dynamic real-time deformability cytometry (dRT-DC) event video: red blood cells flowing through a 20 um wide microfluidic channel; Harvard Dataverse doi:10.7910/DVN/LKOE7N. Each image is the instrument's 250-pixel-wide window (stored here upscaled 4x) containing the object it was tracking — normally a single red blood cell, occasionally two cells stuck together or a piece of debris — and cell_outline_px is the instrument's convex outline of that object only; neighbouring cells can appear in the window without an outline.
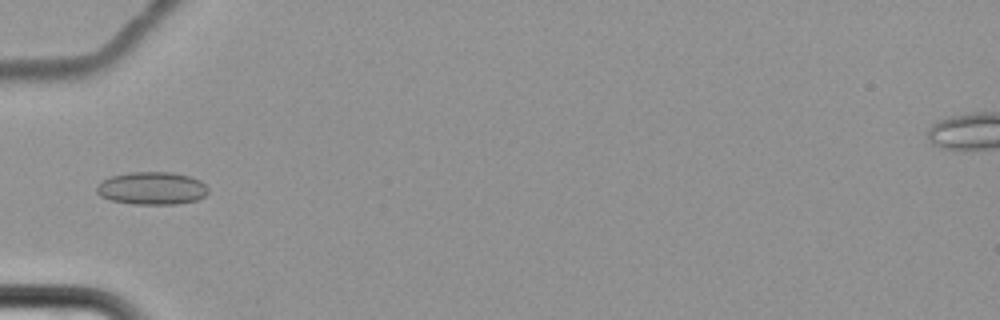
{"species": "common noctule bat (a hibernating species)", "species_latin": "Nyctalus noctula", "temperature_condition": "cold", "stored_images_in_passage": 11, "camera_frame_rate_fps": 3000, "um_per_image_px": 0.085, "animal": {"sex": "female", "body_mass_g": 22.7, "forearm_length_mm": 54.2}, "frame": {"image": 1, "passage_image": 7, "time_ms": 8.333, "image_size_px": [1000, 320], "cell_outline_px": [[208, 192], [204, 196], [196, 200], [176, 204], [132, 204], [112, 200], [100, 196], [96, 192], [96, 184], [100, 180], [112, 176], [128, 172], [172, 172], [188, 176], [200, 180], [208, 188]], "centroid_in_image_um": [12.87, 16.0], "position_along_channel_um": 72.1, "area_um2": 21.39}}
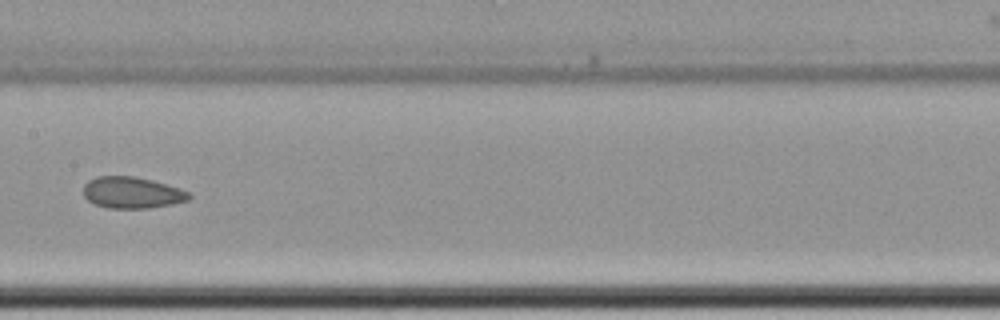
{"frame": {"image": 2, "passage_image": 10, "time_ms": 12.0, "image_size_px": [1000, 320], "cell_outline_px": [[192, 196], [188, 200], [172, 204], [148, 208], [108, 208], [96, 204], [88, 200], [84, 196], [84, 184], [88, 180], [96, 176], [132, 176], [152, 180], [180, 188], [188, 192]], "centroid_in_image_um": [11.21, 16.37], "position_along_channel_um": 196.2, "area_um2": 19.31}}
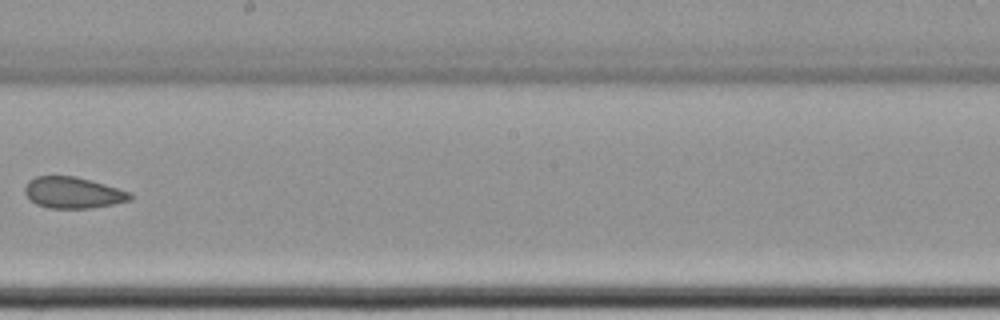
{"frame": {"image": 3, "passage_image": 11, "time_ms": 13.333, "image_size_px": [1000, 320], "cell_outline_px": [[132, 200], [92, 208], [48, 208], [36, 204], [24, 192], [24, 188], [28, 180], [36, 176], [76, 176], [132, 192]], "centroid_in_image_um": [6.21, 16.37], "position_along_channel_um": 242.0, "area_um2": 19.19}}